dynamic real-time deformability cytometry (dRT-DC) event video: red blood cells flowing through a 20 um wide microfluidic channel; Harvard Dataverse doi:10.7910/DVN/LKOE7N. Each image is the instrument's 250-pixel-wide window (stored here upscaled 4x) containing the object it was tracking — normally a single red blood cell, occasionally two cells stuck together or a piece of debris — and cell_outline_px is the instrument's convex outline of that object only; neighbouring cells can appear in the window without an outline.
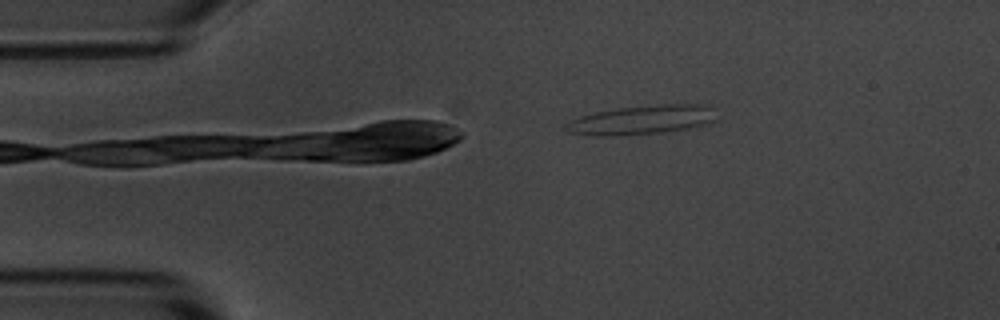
{"species": "common noctule bat (a hibernating species)", "species_latin": "Nyctalus noctula", "temperature_condition": "room temperature", "stored_images_in_passage": 2, "camera_frame_rate_fps": 3000, "um_per_image_px": 0.085, "animal": {"sex": "male", "body_mass_g": 20.1, "forearm_length_mm": 53.5}, "frame": {"image": 1, "passage_image": 1, "time_ms": 0.0, "image_size_px": [1000, 320], "cell_outline_px": [[716, 120], [696, 128], [660, 132], [608, 136], [592, 136], [568, 132], [564, 128], [564, 124], [580, 116], [596, 112], [620, 108], [660, 104], [708, 104], [712, 108]], "centroid_in_image_um": [54.58, 10.19], "position_along_channel_um": 30.4, "area_um2": 25.61}}